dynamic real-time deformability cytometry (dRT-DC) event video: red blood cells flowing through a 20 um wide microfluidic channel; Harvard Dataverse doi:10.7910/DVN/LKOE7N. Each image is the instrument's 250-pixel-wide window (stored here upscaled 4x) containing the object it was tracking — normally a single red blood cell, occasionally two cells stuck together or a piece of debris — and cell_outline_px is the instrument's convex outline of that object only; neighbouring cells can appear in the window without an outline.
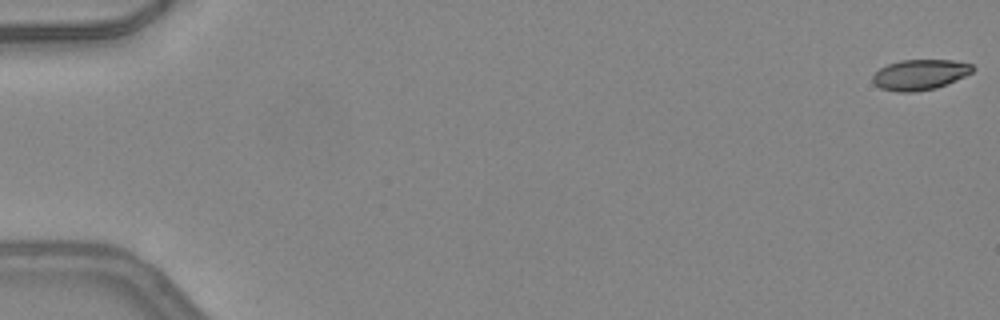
{"species": "common noctule bat (a hibernating species)", "species_latin": "Nyctalus noctula", "temperature_condition": "warm", "stored_images_in_passage": 50, "camera_frame_rate_fps": 3000, "um_per_image_px": 0.085, "animal": {"sex": "female", "body_mass_g": 24.6, "forearm_length_mm": 56.2}, "frame": {"image": 1, "passage_image": 1, "time_ms": 0.0, "image_size_px": [1000, 320], "cell_outline_px": [[976, 68], [972, 72], [964, 76], [936, 88], [912, 92], [896, 92], [880, 88], [872, 80], [872, 76], [880, 68], [888, 64], [900, 60], [952, 60], [972, 64]], "centroid_in_image_um": [78.19, 6.34], "position_along_channel_um": 6.8, "area_um2": 17.63}}
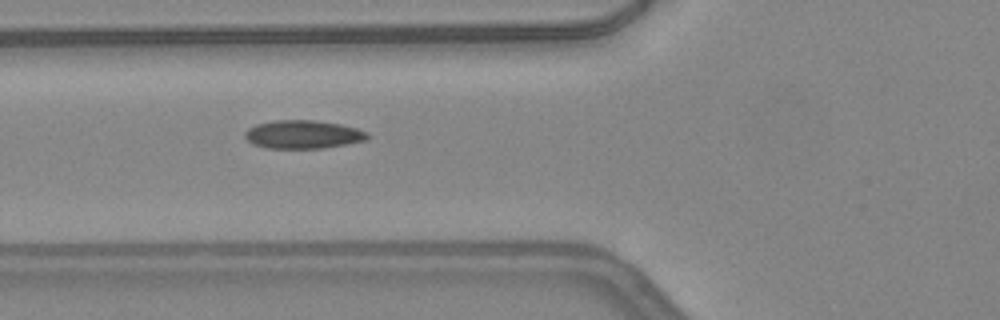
{"frame": {"image": 2, "passage_image": 20, "time_ms": 6.333, "image_size_px": [1000, 320], "cell_outline_px": [[368, 140], [324, 148], [268, 148], [252, 144], [244, 136], [244, 132], [248, 128], [256, 124], [272, 120], [316, 120], [340, 124], [356, 128], [368, 132]], "centroid_in_image_um": [25.75, 11.42], "position_along_channel_um": 100.1, "area_um2": 20.35}}
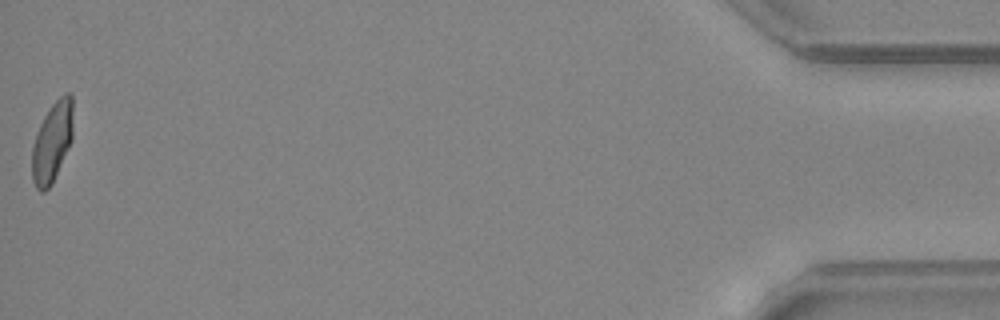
{"frame": {"image": 3, "passage_image": 50, "time_ms": 16.333, "image_size_px": [1000, 320], "cell_outline_px": [[72, 140], [52, 184], [44, 192], [40, 192], [36, 188], [32, 180], [32, 148], [36, 132], [44, 116], [52, 104], [64, 92], [68, 92], [72, 96]], "centroid_in_image_um": [4.43, 12.08], "position_along_channel_um": 430.8, "area_um2": 19.19}, "authors_computed_cell_mechanics": {"area_um2": 19.2763, "velocity_mm_per_s": 4.2515, "shape_relaxation_time_tau1_ms": 10.0314, "shape_relaxation_time_tau2_ms": 0.9768, "deformation_change_tau1": 0.2391, "deformation_change_tau2": 0.0462}}